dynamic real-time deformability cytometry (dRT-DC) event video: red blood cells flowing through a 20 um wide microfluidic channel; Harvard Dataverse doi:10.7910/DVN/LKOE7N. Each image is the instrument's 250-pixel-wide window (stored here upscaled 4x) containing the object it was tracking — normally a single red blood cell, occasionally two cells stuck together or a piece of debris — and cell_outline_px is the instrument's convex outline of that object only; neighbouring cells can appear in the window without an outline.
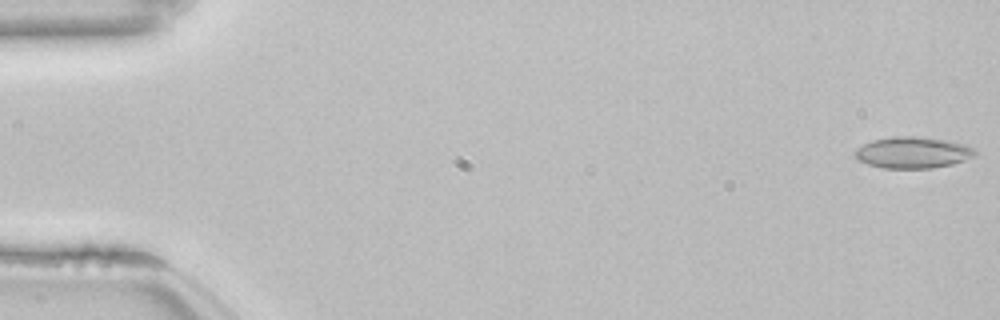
{"species": "common noctule bat (a hibernating species)", "species_latin": "Nyctalus noctula", "temperature_condition": "room temperature", "stored_images_in_passage": 54, "camera_frame_rate_fps": 3000, "um_per_image_px": 0.085, "animal": {"sex": "female", "body_mass_g": 22.7, "forearm_length_mm": 54.2}, "frame": {"image": 1, "passage_image": 1, "time_ms": 0.0, "image_size_px": [1000, 320], "cell_outline_px": [[976, 156], [952, 164], [932, 168], [884, 168], [868, 164], [856, 160], [852, 156], [852, 152], [856, 148], [872, 140], [892, 136], [916, 136], [948, 140], [968, 144], [976, 152]], "centroid_in_image_um": [77.55, 12.96], "position_along_channel_um": 7.4, "area_um2": 22.31}}
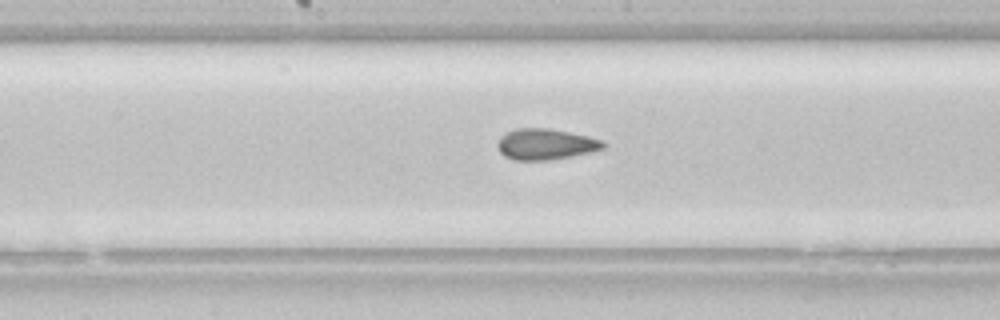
{"frame": {"image": 2, "passage_image": 28, "time_ms": 9.0, "image_size_px": [1000, 320], "cell_outline_px": [[608, 144], [604, 148], [592, 152], [572, 156], [548, 160], [516, 160], [504, 156], [500, 152], [496, 144], [500, 136], [516, 128], [548, 128], [588, 136], [600, 140]], "centroid_in_image_um": [46.37, 12.26], "position_along_channel_um": 201.8, "area_um2": 19.07}}
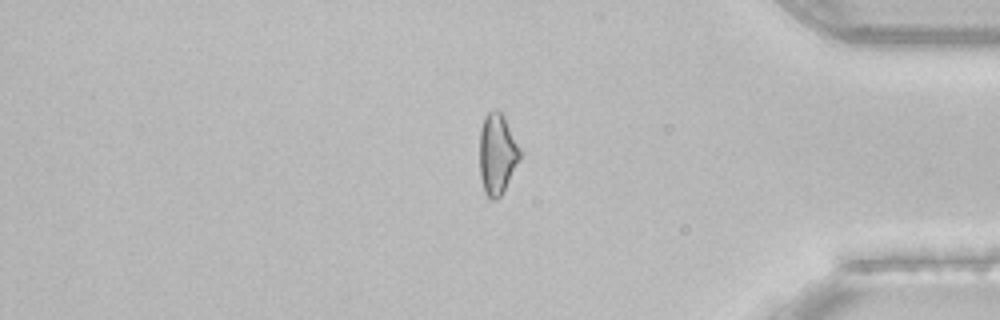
{"frame": {"image": 3, "passage_image": 45, "time_ms": 14.667, "image_size_px": [1000, 320], "cell_outline_px": [[520, 160], [500, 196], [496, 200], [492, 200], [484, 192], [480, 176], [480, 128], [484, 116], [492, 108], [496, 108], [504, 116], [520, 148]], "centroid_in_image_um": [42.25, 13.05], "position_along_channel_um": 393.0, "area_um2": 19.02}, "authors_computed_cell_mechanics": {"area_um2": 20.0277, "velocity_mm_per_s": 3.8498, "shape_relaxation_time_tau1_ms": null, "shape_relaxation_time_tau2_ms": 1.6538, "deformation_change_tau1": null, "deformation_change_tau2": 0.0597}}